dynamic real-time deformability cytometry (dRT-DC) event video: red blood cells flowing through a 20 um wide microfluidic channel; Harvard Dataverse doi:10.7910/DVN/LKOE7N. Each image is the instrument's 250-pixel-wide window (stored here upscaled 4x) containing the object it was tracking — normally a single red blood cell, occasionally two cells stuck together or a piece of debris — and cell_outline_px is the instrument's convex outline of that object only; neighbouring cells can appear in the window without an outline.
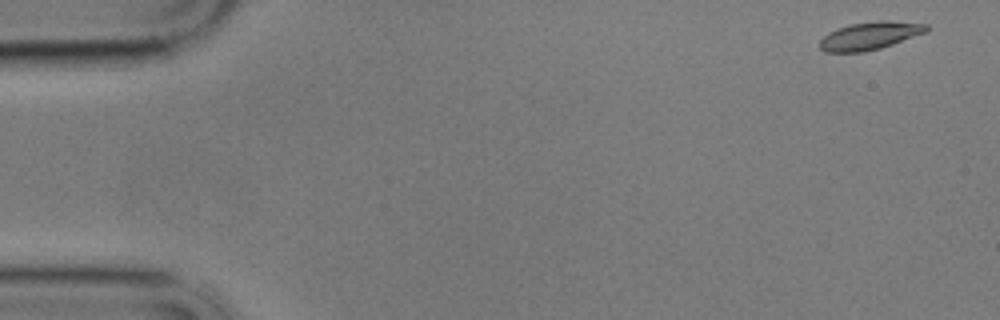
{"species": "common noctule bat (a hibernating species)", "species_latin": "Nyctalus noctula", "temperature_condition": "cold", "stored_images_in_passage": 57, "camera_frame_rate_fps": 3000, "um_per_image_px": 0.085, "animal": {"sex": "male", "body_mass_g": 17.9}, "frame": {"image": 1, "passage_image": 1, "time_ms": 0.0, "image_size_px": [1000, 320], "cell_outline_px": [[928, 32], [880, 48], [864, 52], [824, 52], [820, 48], [820, 40], [828, 32], [836, 28], [848, 24], [880, 20], [888, 20], [928, 24]], "centroid_in_image_um": [73.94, 3.03], "position_along_channel_um": 11.1, "area_um2": 17.46}}
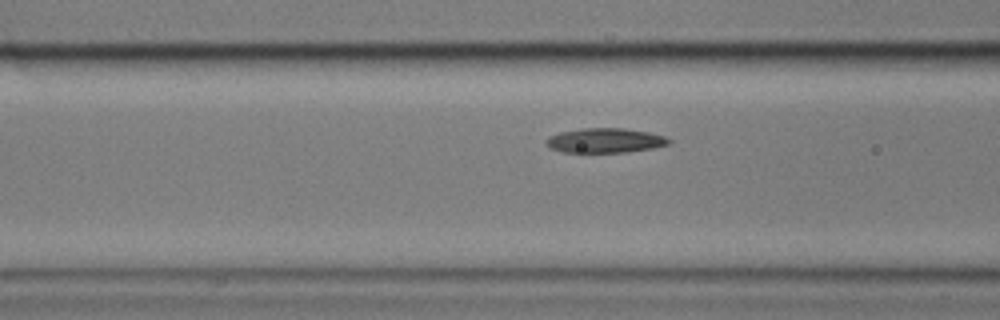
{"frame": {"image": 2, "passage_image": 21, "time_ms": 6.667, "image_size_px": [1000, 320], "cell_outline_px": [[672, 140], [668, 144], [652, 148], [628, 152], [564, 152], [552, 148], [544, 144], [548, 136], [560, 132], [580, 128], [624, 128], [648, 132], [664, 136]], "centroid_in_image_um": [51.41, 11.93], "position_along_channel_um": 115.2, "area_um2": 17.57}}
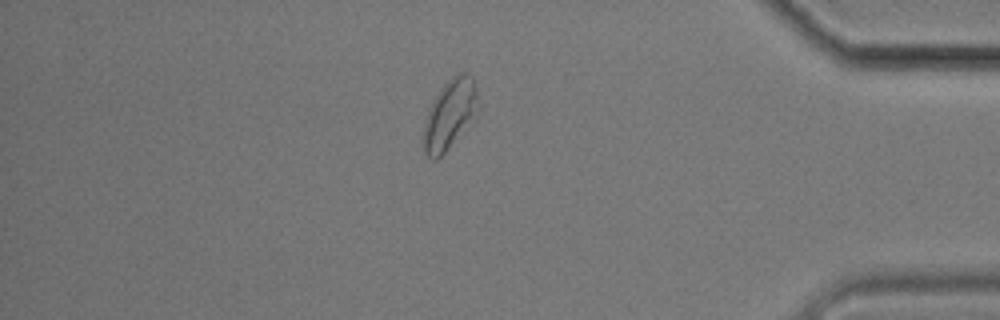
{"frame": {"image": 3, "passage_image": 49, "time_ms": 16.0, "image_size_px": [1000, 320], "cell_outline_px": [[480, 112], [476, 120], [436, 160], [432, 160], [424, 152], [420, 140], [424, 120], [440, 88], [452, 76], [460, 72], [464, 72], [472, 76], [476, 88], [480, 108]], "centroid_in_image_um": [38.25, 9.75], "position_along_channel_um": 396.9, "area_um2": 22.95}, "authors_computed_cell_mechanics": {"area_um2": 17.8024, "velocity_mm_per_s": 3.3719, "shape_relaxation_time_tau1_ms": 4.718, "shape_relaxation_time_tau2_ms": 4.8241, "deformation_change_tau1": 0.1047, "deformation_change_tau2": 0.0928}}